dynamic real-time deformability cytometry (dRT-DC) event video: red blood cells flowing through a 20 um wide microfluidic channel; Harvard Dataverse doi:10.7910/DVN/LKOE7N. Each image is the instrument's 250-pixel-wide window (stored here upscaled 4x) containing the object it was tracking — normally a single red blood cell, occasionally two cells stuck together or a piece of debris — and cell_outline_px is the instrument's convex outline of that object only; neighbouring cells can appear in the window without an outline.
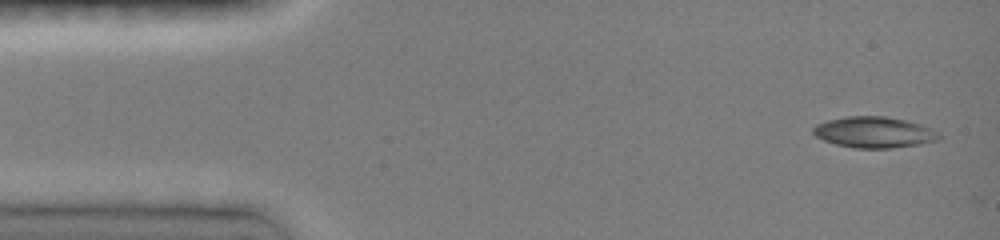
{"species": "common noctule bat (a hibernating species)", "species_latin": "Nyctalus noctula", "temperature_condition": "room temperature", "stored_images_in_passage": 13, "camera_frame_rate_fps": 3000, "um_per_image_px": 0.085, "animal": {"sex": "female", "body_mass_g": 19.0, "forearm_length_mm": 51.5}, "frame": {"image": 1, "passage_image": 1, "time_ms": 0.0, "image_size_px": [1000, 240], "cell_outline_px": [[940, 140], [920, 144], [892, 148], [852, 148], [836, 144], [824, 140], [816, 136], [812, 132], [812, 128], [816, 124], [828, 120], [848, 116], [884, 116], [904, 120], [920, 124], [932, 128], [940, 132]], "centroid_in_image_um": [74.32, 11.25], "position_along_channel_um": 10.7, "area_um2": 22.83}}
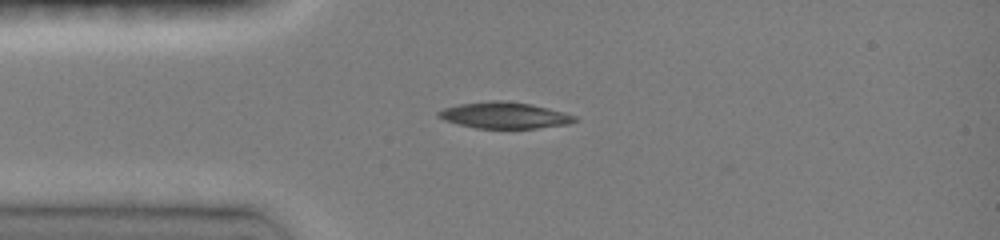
{"frame": {"image": 2, "passage_image": 9, "time_ms": 3.0, "image_size_px": [1000, 240], "cell_outline_px": [[580, 120], [568, 124], [536, 128], [476, 128], [444, 120], [436, 116], [436, 112], [444, 108], [460, 104], [492, 100], [504, 100], [532, 104], [564, 112], [576, 116]], "centroid_in_image_um": [42.9, 9.79], "position_along_channel_um": 42.1, "area_um2": 20.92}}